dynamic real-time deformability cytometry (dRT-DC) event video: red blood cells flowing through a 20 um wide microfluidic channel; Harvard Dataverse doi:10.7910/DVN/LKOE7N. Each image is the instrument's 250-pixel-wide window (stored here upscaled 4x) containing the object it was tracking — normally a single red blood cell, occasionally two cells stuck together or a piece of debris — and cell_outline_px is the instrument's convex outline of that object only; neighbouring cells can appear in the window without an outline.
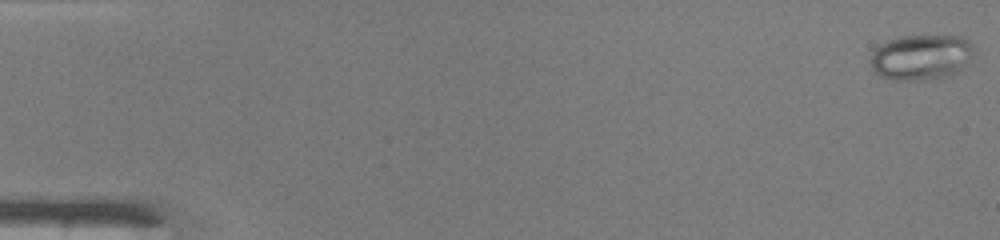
{"species": "common noctule bat (a hibernating species)", "species_latin": "Nyctalus noctula", "temperature_condition": "warm", "stored_images_in_passage": 48, "camera_frame_rate_fps": 3000, "um_per_image_px": 0.085, "animal": {"sex": "male", "body_mass_g": 19.0, "forearm_length_mm": 50.8}, "frame": {"image": 1, "passage_image": 1, "time_ms": 0.0, "image_size_px": [1000, 240], "cell_outline_px": [[972, 56], [968, 64], [952, 72], [940, 76], [908, 80], [896, 80], [880, 76], [872, 68], [872, 52], [880, 44], [888, 40], [900, 36], [956, 36], [968, 40], [972, 44]], "centroid_in_image_um": [78.27, 4.82], "position_along_channel_um": 6.7, "area_um2": 26.59}}
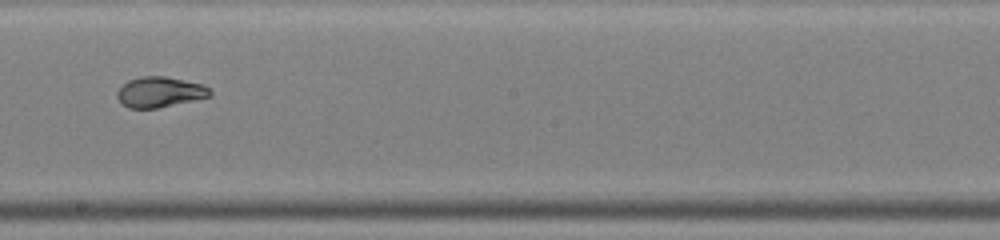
{"frame": {"image": 2, "passage_image": 28, "time_ms": 9.0, "image_size_px": [1000, 240], "cell_outline_px": [[212, 96], [156, 108], [128, 108], [116, 96], [116, 92], [128, 80], [140, 76], [164, 76], [204, 84], [212, 92]], "centroid_in_image_um": [13.59, 7.81], "position_along_channel_um": 234.6, "area_um2": 16.36}}
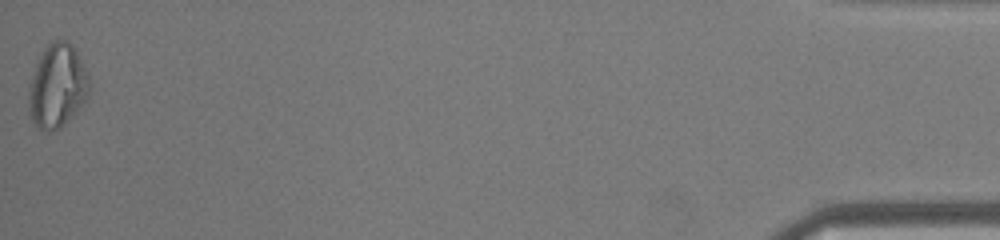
{"frame": {"image": 3, "passage_image": 48, "time_ms": 15.667, "image_size_px": [1000, 240], "cell_outline_px": [[88, 92], [84, 100], [64, 124], [60, 128], [48, 132], [40, 128], [32, 120], [28, 108], [28, 84], [36, 64], [44, 48], [52, 40], [68, 40], [72, 44], [88, 76]], "centroid_in_image_um": [4.81, 7.29], "position_along_channel_um": 430.4, "area_um2": 29.02}}